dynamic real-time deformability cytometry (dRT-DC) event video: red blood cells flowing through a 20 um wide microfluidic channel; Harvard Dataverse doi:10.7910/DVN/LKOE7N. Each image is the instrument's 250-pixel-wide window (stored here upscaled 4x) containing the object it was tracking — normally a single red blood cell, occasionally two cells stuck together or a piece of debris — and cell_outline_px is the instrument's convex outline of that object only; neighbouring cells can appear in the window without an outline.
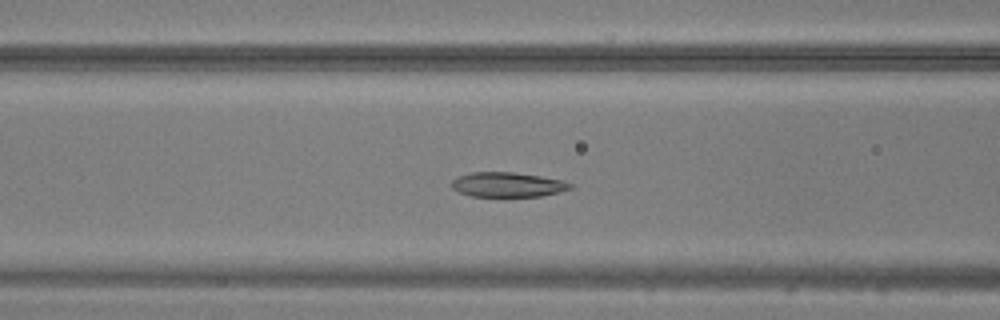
{"species": "common noctule bat (a hibernating species)", "species_latin": "Nyctalus noctula", "temperature_condition": "warm", "stored_images_in_passage": 47, "camera_frame_rate_fps": 3000, "um_per_image_px": 0.085, "animal": {"sex": "male", "body_mass_g": 20.5, "forearm_length_mm": 52.5}, "frame": {"image": 1, "passage_image": 19, "time_ms": 6.0, "image_size_px": [1000, 320], "cell_outline_px": [[572, 188], [560, 192], [540, 196], [468, 196], [452, 188], [452, 180], [456, 176], [472, 172], [512, 172], [540, 176], [564, 180], [572, 184]], "centroid_in_image_um": [43.14, 15.69], "position_along_channel_um": 123.5, "area_um2": 17.11}}
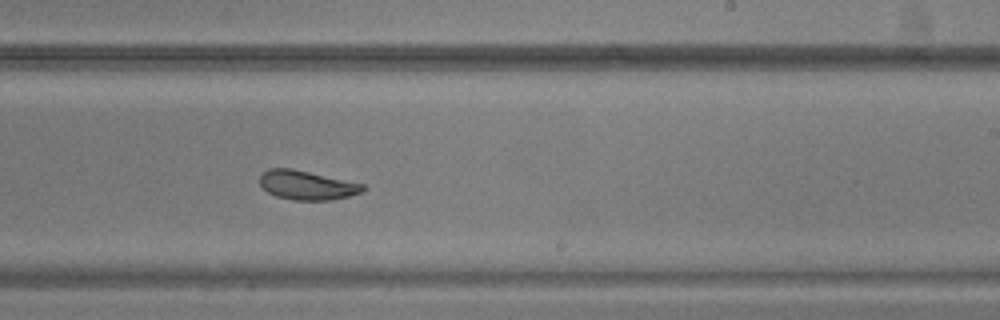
{"frame": {"image": 2, "passage_image": 29, "time_ms": 9.333, "image_size_px": [1000, 320], "cell_outline_px": [[368, 188], [360, 192], [348, 196], [328, 200], [292, 200], [276, 196], [268, 192], [260, 184], [260, 176], [268, 168], [292, 168], [364, 184]], "centroid_in_image_um": [26.08, 15.73], "position_along_channel_um": 262.9, "area_um2": 17.4}}
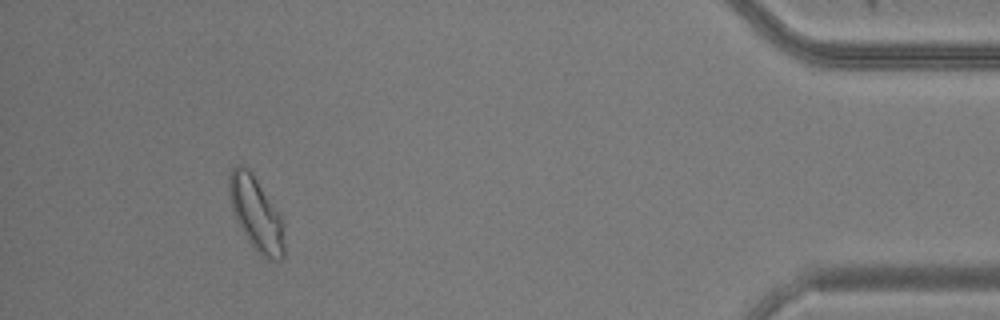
{"frame": {"image": 3, "passage_image": 44, "time_ms": 14.333, "image_size_px": [1000, 320], "cell_outline_px": [[284, 256], [280, 260], [268, 260], [260, 256], [248, 240], [240, 228], [232, 212], [228, 192], [228, 176], [232, 168], [236, 164], [244, 164], [252, 172], [280, 212], [284, 220]], "centroid_in_image_um": [21.78, 18.15], "position_along_channel_um": 413.4, "area_um2": 24.45}}